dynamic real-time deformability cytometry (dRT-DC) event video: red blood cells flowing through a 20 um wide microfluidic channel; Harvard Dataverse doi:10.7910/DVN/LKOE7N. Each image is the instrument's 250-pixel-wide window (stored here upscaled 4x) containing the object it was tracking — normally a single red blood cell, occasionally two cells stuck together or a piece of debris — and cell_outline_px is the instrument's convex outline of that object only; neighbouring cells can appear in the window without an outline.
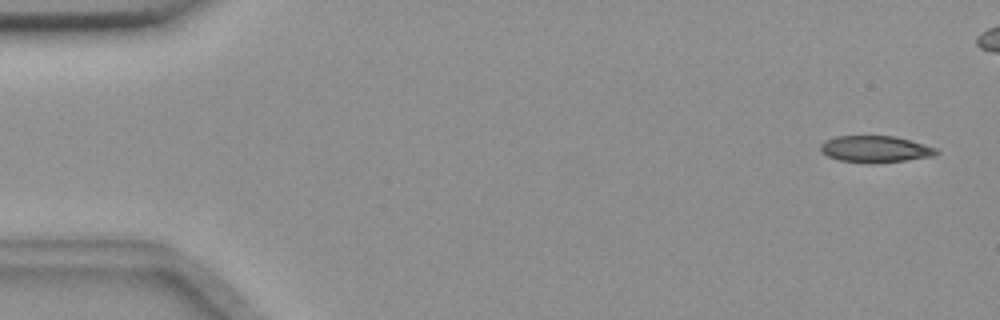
{"species": "common noctule bat (a hibernating species)", "species_latin": "Nyctalus noctula", "temperature_condition": "room temperature", "stored_images_in_passage": 12, "camera_frame_rate_fps": 3000, "um_per_image_px": 0.085, "animal": {"sex": "female", "body_mass_g": 18.4}, "frame": {"image": 1, "passage_image": 3, "time_ms": 0.667, "image_size_px": [1000, 320], "cell_outline_px": [[940, 152], [932, 156], [904, 160], [872, 164], [840, 160], [828, 156], [820, 152], [820, 144], [824, 140], [836, 136], [896, 136], [936, 148]], "centroid_in_image_um": [74.35, 12.67], "position_along_channel_um": 10.6, "area_um2": 17.98}}